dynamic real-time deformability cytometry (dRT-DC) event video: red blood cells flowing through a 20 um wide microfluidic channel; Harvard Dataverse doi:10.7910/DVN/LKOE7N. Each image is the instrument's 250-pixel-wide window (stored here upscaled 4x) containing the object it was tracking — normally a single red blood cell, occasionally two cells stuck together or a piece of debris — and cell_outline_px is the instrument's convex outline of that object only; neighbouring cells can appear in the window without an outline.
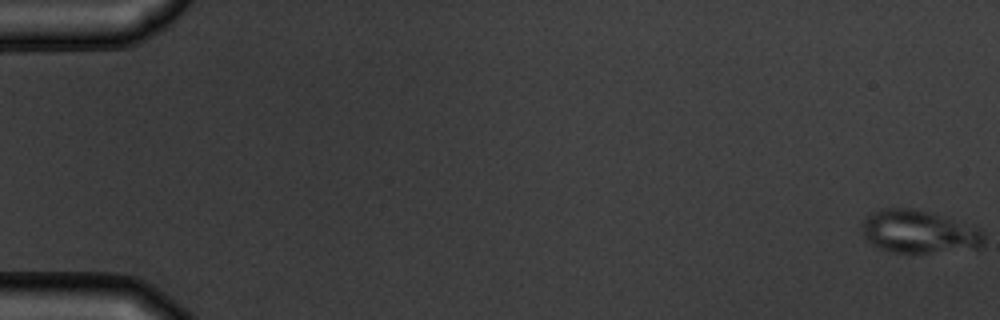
{"species": "common noctule bat (a hibernating species)", "species_latin": "Nyctalus noctula", "temperature_condition": "warm", "stored_images_in_passage": 7, "camera_frame_rate_fps": 3000, "um_per_image_px": 0.085, "animal": {"sex": "male", "body_mass_g": 19.5, "forearm_length_mm": 54.6}, "frame": {"image": 1, "passage_image": 1, "time_ms": 0.0, "image_size_px": [1000, 320], "cell_outline_px": [[984, 244], [980, 248], [928, 252], [892, 252], [880, 248], [872, 244], [864, 236], [864, 220], [872, 212], [880, 208], [912, 208], [948, 216], [980, 228], [984, 232]], "centroid_in_image_um": [78.18, 19.68], "position_along_channel_um": 6.8, "area_um2": 30.52}}